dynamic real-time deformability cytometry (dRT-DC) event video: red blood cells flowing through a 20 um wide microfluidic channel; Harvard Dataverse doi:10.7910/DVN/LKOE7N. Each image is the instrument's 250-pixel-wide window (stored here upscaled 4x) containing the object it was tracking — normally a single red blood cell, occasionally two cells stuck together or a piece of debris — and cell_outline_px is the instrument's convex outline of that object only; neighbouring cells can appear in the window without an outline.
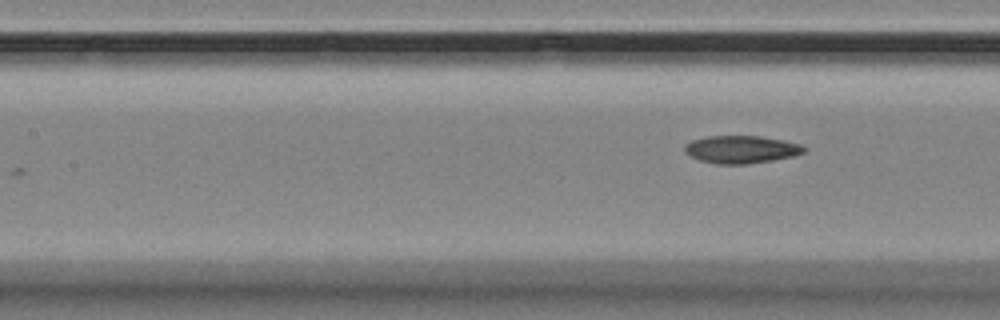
{"species": "Egyptian fruit bat (a non-hibernating species)", "species_latin": "Rousettus aegyptiacus", "temperature_condition": "room temperature", "stored_images_in_passage": 5, "camera_frame_rate_fps": 3000, "um_per_image_px": 0.085, "animal": {"sex": "female"}, "frame": {"image": 1, "passage_image": 5, "time_ms": 5.0, "image_size_px": [1000, 320], "cell_outline_px": [[808, 148], [804, 152], [792, 156], [772, 160], [748, 164], [716, 164], [700, 160], [684, 152], [684, 144], [692, 140], [708, 136], [760, 136], [784, 140], [800, 144]], "centroid_in_image_um": [63.0, 12.7], "position_along_channel_um": 144.4, "area_um2": 19.25}}